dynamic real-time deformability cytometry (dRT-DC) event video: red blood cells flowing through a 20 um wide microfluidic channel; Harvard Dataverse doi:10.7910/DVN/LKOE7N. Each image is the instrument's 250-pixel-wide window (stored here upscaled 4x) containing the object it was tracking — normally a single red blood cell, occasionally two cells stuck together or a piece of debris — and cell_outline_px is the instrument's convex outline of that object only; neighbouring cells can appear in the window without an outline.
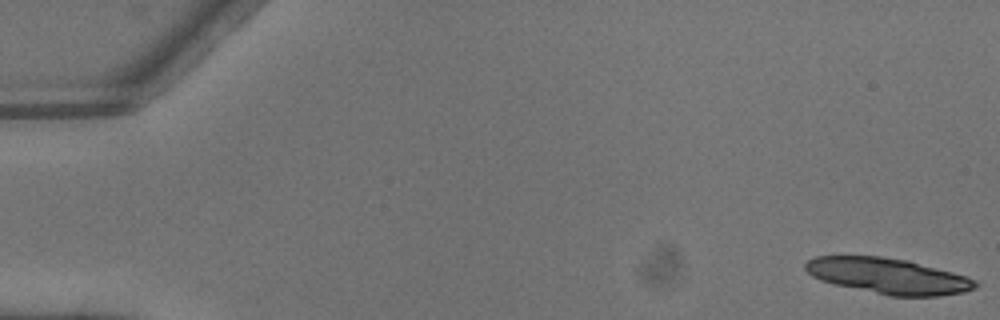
{"species": "common noctule bat (a hibernating species)", "species_latin": "Nyctalus noctula", "temperature_condition": "warm", "stored_images_in_passage": 5, "camera_frame_rate_fps": 3000, "um_per_image_px": 0.085, "animal": {"sex": "male", "body_mass_g": 13.3}, "frame": {"image": 1, "passage_image": 1, "time_ms": 0.0, "image_size_px": [1000, 320], "cell_outline_px": [[980, 284], [976, 288], [964, 292], [936, 296], [888, 296], [836, 284], [820, 280], [812, 276], [804, 268], [804, 264], [808, 260], [816, 256], [880, 256], [908, 260], [968, 276], [976, 280]], "centroid_in_image_um": [75.53, 23.45], "position_along_channel_um": 9.5, "area_um2": 35.43}}